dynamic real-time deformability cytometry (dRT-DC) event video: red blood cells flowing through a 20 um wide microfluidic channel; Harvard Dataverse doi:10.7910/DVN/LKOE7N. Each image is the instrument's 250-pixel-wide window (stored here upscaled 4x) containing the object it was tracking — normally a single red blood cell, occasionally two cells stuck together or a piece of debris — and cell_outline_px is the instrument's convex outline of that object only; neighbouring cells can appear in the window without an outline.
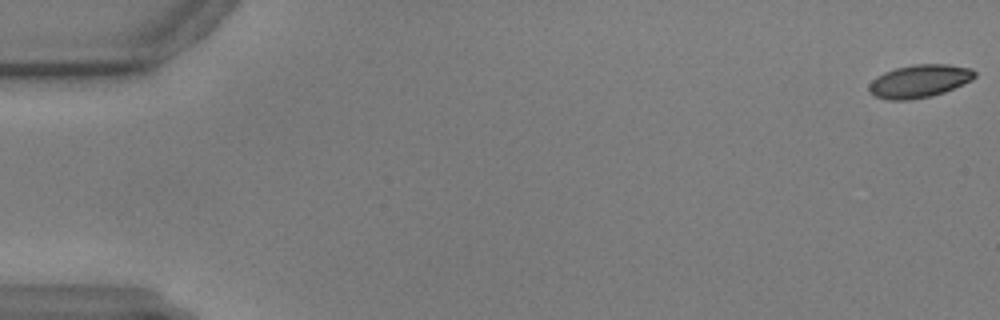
{"species": "common noctule bat (a hibernating species)", "species_latin": "Nyctalus noctula", "temperature_condition": "warm", "stored_images_in_passage": 23, "camera_frame_rate_fps": 3000, "um_per_image_px": 0.085, "animal": {"sex": "male", "body_mass_g": 17.9, "forearm_length_mm": 54.2}, "frame": {"image": 1, "passage_image": 1, "time_ms": 0.0, "image_size_px": [1000, 320], "cell_outline_px": [[976, 76], [972, 80], [944, 92], [932, 96], [912, 100], [888, 100], [876, 96], [868, 92], [868, 84], [876, 76], [884, 72], [896, 68], [912, 64], [948, 64], [972, 68], [976, 72]], "centroid_in_image_um": [78.14, 6.89], "position_along_channel_um": 6.9, "area_um2": 20.52}}
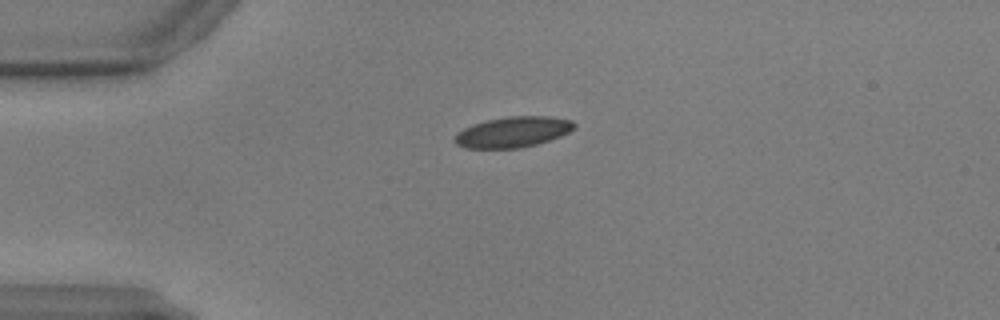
{"frame": {"image": 2, "passage_image": 15, "time_ms": 4.667, "image_size_px": [1000, 320], "cell_outline_px": [[576, 128], [560, 136], [536, 144], [520, 148], [464, 148], [456, 144], [452, 140], [456, 132], [472, 124], [488, 120], [508, 116], [548, 116], [572, 120], [576, 124]], "centroid_in_image_um": [43.57, 11.22], "position_along_channel_um": 41.4, "area_um2": 21.44}}
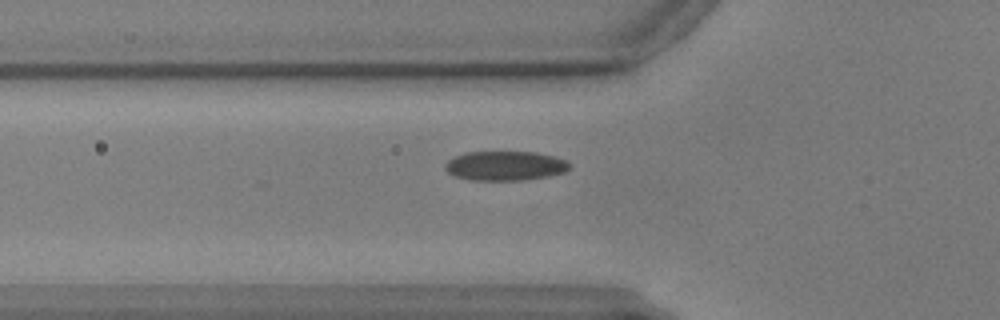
{"frame": {"image": 3, "passage_image": 21, "time_ms": 6.667, "image_size_px": [1000, 320], "cell_outline_px": [[572, 168], [564, 172], [548, 176], [524, 180], [468, 180], [452, 176], [444, 168], [444, 164], [448, 160], [464, 152], [536, 152], [568, 160], [572, 164]], "centroid_in_image_um": [42.94, 14.1], "position_along_channel_um": 82.9, "area_um2": 21.62}}